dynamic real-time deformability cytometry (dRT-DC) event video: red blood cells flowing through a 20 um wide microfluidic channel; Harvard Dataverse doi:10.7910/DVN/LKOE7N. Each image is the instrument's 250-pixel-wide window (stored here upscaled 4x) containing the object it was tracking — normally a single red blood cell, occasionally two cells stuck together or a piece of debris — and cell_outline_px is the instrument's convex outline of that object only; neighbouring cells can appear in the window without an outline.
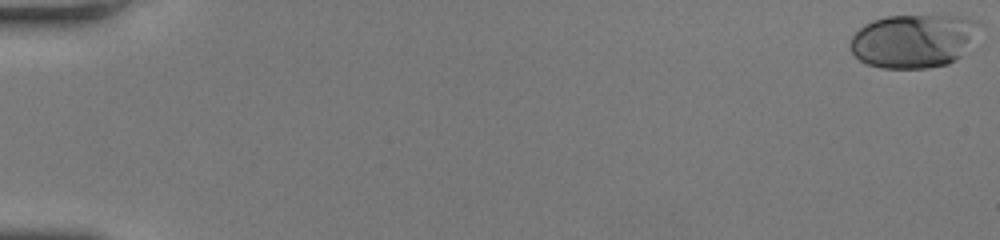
{"species": "human", "species_latin": "Homo sapiens", "temperature_condition": "room temperature", "stored_images_in_passage": 47, "camera_frame_rate_fps": 3000, "um_per_image_px": 0.085, "donor": {"sex": "female"}, "frame": {"image": 1, "passage_image": 1, "time_ms": 0.0, "image_size_px": [1000, 240], "cell_outline_px": [[980, 24], [960, 56], [956, 60], [948, 64], [928, 68], [884, 68], [868, 64], [860, 60], [852, 52], [852, 36], [864, 24], [872, 20], [888, 16], [964, 16]], "centroid_in_image_um": [77.61, 3.48], "position_along_channel_um": 7.4, "area_um2": 39.59}}
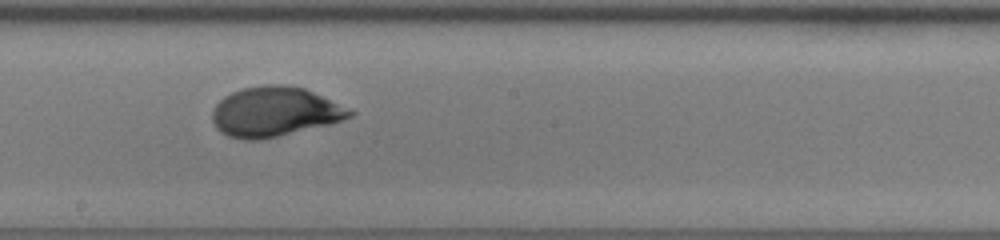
{"frame": {"image": 2, "passage_image": 28, "time_ms": 9.0, "image_size_px": [1000, 240], "cell_outline_px": [[356, 112], [352, 116], [328, 124], [260, 140], [244, 140], [228, 136], [220, 132], [216, 128], [212, 120], [212, 108], [224, 96], [232, 92], [244, 88], [268, 84], [280, 84], [304, 88]], "centroid_in_image_um": [23.28, 9.5], "position_along_channel_um": 224.9, "area_um2": 39.42}}
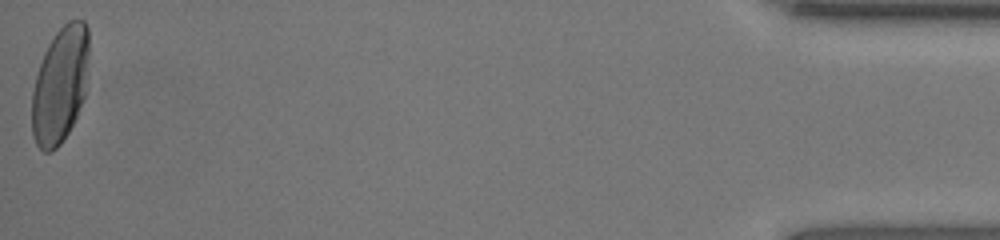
{"frame": {"image": 3, "passage_image": 47, "time_ms": 15.333, "image_size_px": [1000, 240], "cell_outline_px": [[88, 56], [84, 96], [76, 116], [68, 132], [60, 144], [52, 152], [44, 152], [36, 144], [32, 136], [32, 92], [36, 76], [44, 52], [48, 44], [56, 32], [68, 20], [84, 20], [88, 28]], "centroid_in_image_um": [5.09, 7.22], "position_along_channel_um": 430.1, "area_um2": 38.44}}